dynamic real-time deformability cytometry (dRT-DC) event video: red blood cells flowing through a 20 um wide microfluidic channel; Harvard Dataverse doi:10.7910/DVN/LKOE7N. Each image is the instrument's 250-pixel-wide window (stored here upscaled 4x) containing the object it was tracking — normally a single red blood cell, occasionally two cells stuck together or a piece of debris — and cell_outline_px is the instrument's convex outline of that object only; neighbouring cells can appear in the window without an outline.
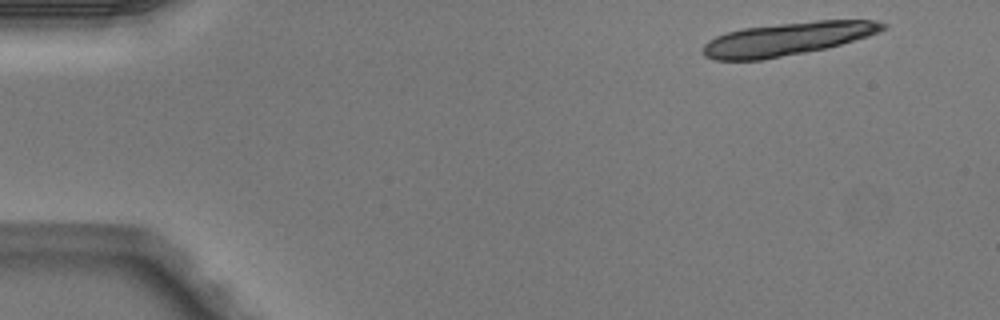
{"species": "Egyptian fruit bat (a non-hibernating species)", "species_latin": "Rousettus aegyptiacus", "temperature_condition": "warm", "stored_images_in_passage": 5, "camera_frame_rate_fps": 3000, "um_per_image_px": 0.085, "animal": {"sex": "male"}, "frame": {"image": 1, "passage_image": 1, "time_ms": 0.0, "image_size_px": [1000, 320], "cell_outline_px": [[888, 28], [880, 32], [868, 36], [828, 48], [764, 60], [716, 60], [704, 56], [704, 44], [708, 40], [716, 36], [728, 32], [744, 28], [816, 20], [876, 20], [888, 24]], "centroid_in_image_um": [66.98, 3.31], "position_along_channel_um": 18.0, "area_um2": 34.74}}